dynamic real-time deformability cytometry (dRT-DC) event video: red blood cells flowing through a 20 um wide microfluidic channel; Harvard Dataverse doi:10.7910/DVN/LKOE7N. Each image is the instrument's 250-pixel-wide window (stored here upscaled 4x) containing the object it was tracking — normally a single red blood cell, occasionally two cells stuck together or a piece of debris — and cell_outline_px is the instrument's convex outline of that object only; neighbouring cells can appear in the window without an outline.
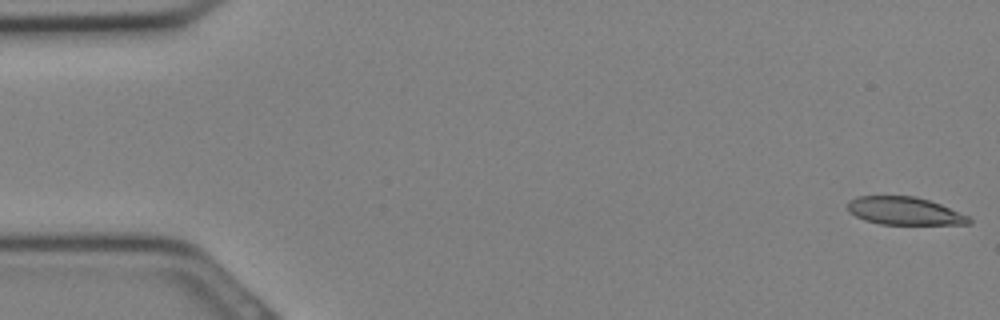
{"species": "Egyptian fruit bat (a non-hibernating species)", "species_latin": "Rousettus aegyptiacus", "temperature_condition": "cold", "stored_images_in_passage": 33, "camera_frame_rate_fps": 3000, "um_per_image_px": 0.085, "animal": {"sex": "female"}, "frame": {"image": 1, "passage_image": 1, "time_ms": 0.0, "image_size_px": [1000, 320], "cell_outline_px": [[972, 224], [880, 224], [864, 220], [848, 212], [848, 200], [856, 196], [916, 196], [940, 204], [968, 216], [972, 220]], "centroid_in_image_um": [76.85, 17.93], "position_along_channel_um": 8.2, "area_um2": 19.65}}
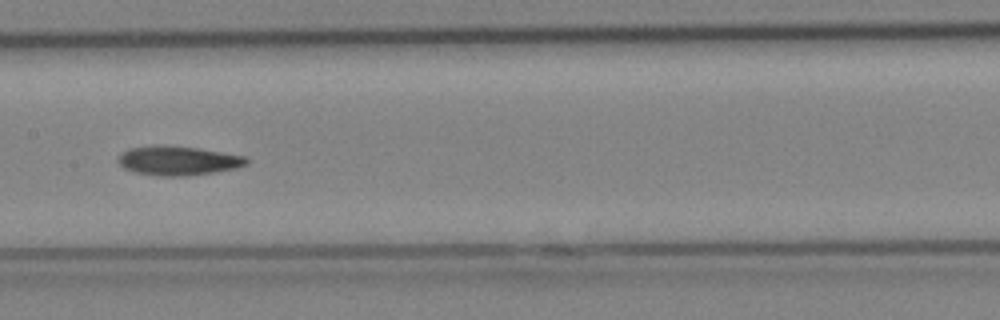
{"frame": {"image": 2, "passage_image": 16, "time_ms": 5.0, "image_size_px": [1000, 320], "cell_outline_px": [[248, 164], [236, 168], [212, 172], [184, 176], [160, 176], [136, 172], [124, 168], [116, 160], [120, 152], [128, 148], [152, 144], [164, 144], [196, 148], [248, 156]], "centroid_in_image_um": [15.09, 13.63], "position_along_channel_um": 192.3, "area_um2": 22.14}}
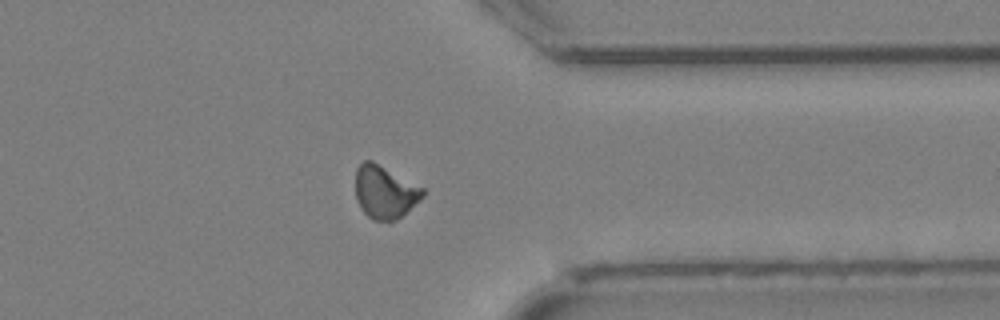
{"frame": {"image": 3, "passage_image": 25, "time_ms": 8.0, "image_size_px": [1000, 320], "cell_outline_px": [[424, 196], [420, 200], [396, 220], [372, 220], [360, 208], [356, 200], [356, 168], [364, 160], [372, 160], [424, 188]], "centroid_in_image_um": [32.69, 16.31], "position_along_channel_um": 378.7, "area_um2": 20.63}}